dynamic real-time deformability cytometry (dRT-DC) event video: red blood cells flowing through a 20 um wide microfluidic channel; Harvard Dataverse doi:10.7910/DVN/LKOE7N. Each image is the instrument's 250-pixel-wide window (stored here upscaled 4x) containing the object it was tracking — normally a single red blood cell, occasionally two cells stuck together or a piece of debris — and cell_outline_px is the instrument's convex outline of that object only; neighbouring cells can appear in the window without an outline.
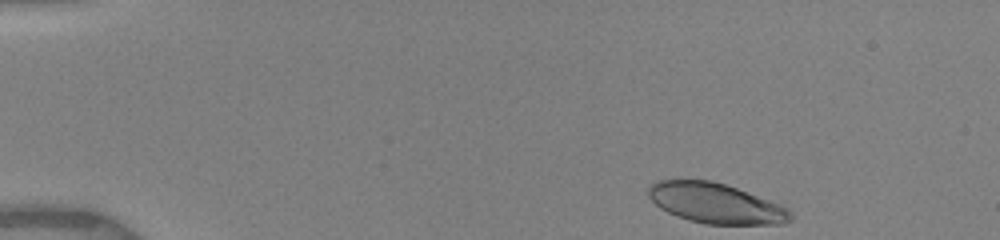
{"species": "human", "species_latin": "Homo sapiens", "temperature_condition": "warm", "stored_images_in_passage": 29, "camera_frame_rate_fps": 3000, "um_per_image_px": 0.085, "donor": {"sex": "female"}, "frame": {"image": 1, "passage_image": 1, "time_ms": 0.0, "image_size_px": [1000, 240], "cell_outline_px": [[792, 220], [784, 224], [704, 224], [688, 220], [676, 216], [660, 208], [648, 196], [648, 184], [656, 180], [712, 180], [736, 188], [780, 204], [788, 208], [792, 212]], "centroid_in_image_um": [60.82, 17.28], "position_along_channel_um": 24.2, "area_um2": 33.35}}
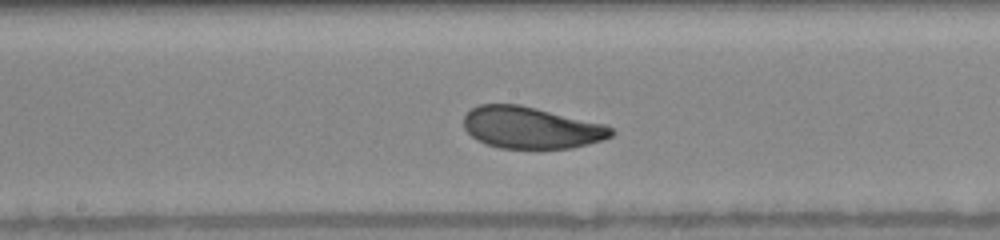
{"frame": {"image": 2, "passage_image": 15, "time_ms": 7.0, "image_size_px": [1000, 240], "cell_outline_px": [[616, 132], [612, 136], [604, 140], [572, 148], [500, 148], [488, 144], [472, 136], [464, 128], [464, 116], [472, 108], [480, 104], [520, 104], [608, 124]], "centroid_in_image_um": [45.21, 10.84], "position_along_channel_um": 203.0, "area_um2": 36.07}}
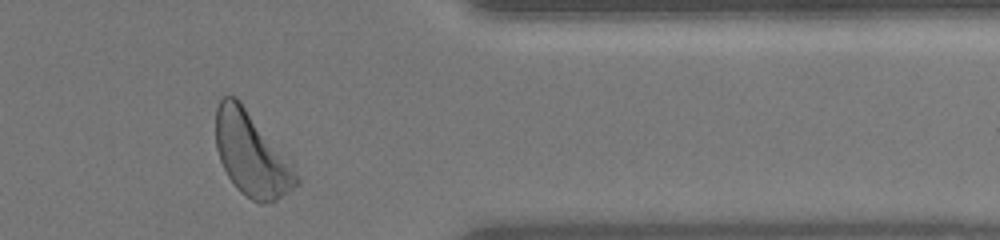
{"frame": {"image": 3, "passage_image": 27, "time_ms": 12.0, "image_size_px": [1000, 240], "cell_outline_px": [[300, 184], [272, 204], [260, 204], [252, 200], [240, 192], [236, 188], [228, 176], [220, 160], [216, 148], [216, 108], [220, 100], [224, 96], [236, 96], [240, 100], [300, 180]], "centroid_in_image_um": [21.32, 13.17], "position_along_channel_um": 390.1, "area_um2": 38.09}, "authors_computed_cell_mechanics": {"area_um2": 36.1828, "velocity_mm_per_s": 3.9531, "shape_relaxation_time_tau1_ms": 2.1302, "shape_relaxation_time_tau2_ms": null, "deformation_change_tau1": 0.1131, "deformation_change_tau2": null}}